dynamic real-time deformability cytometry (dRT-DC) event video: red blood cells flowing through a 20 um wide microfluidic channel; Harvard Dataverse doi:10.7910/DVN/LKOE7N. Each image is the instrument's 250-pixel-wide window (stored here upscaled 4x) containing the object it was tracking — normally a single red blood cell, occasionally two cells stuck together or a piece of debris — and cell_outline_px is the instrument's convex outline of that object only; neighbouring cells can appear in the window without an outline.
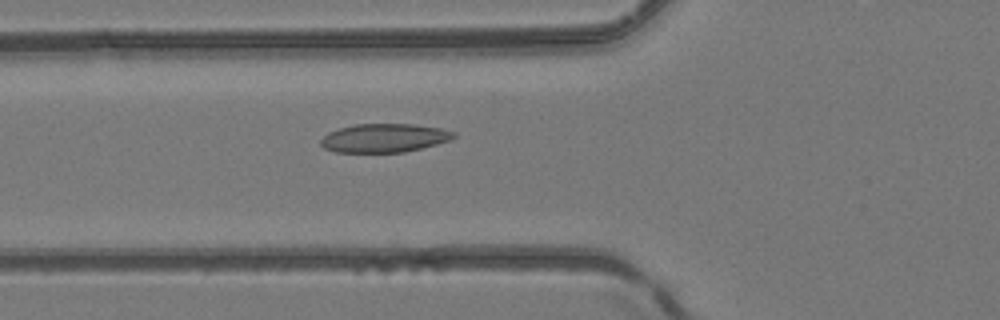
{"species": "common noctule bat (a hibernating species)", "species_latin": "Nyctalus noctula", "temperature_condition": "room temperature", "stored_images_in_passage": 51, "camera_frame_rate_fps": 3000, "um_per_image_px": 0.085, "animal": {"sex": "female", "body_mass_g": 24.6, "forearm_length_mm": 56.2}, "frame": {"image": 1, "passage_image": 20, "time_ms": 6.333, "image_size_px": [1000, 320], "cell_outline_px": [[456, 136], [448, 140], [420, 148], [400, 152], [340, 152], [324, 148], [320, 144], [320, 140], [324, 136], [340, 128], [356, 124], [408, 124], [436, 128], [452, 132]], "centroid_in_image_um": [32.6, 11.73], "position_along_channel_um": 93.2, "area_um2": 21.44}}
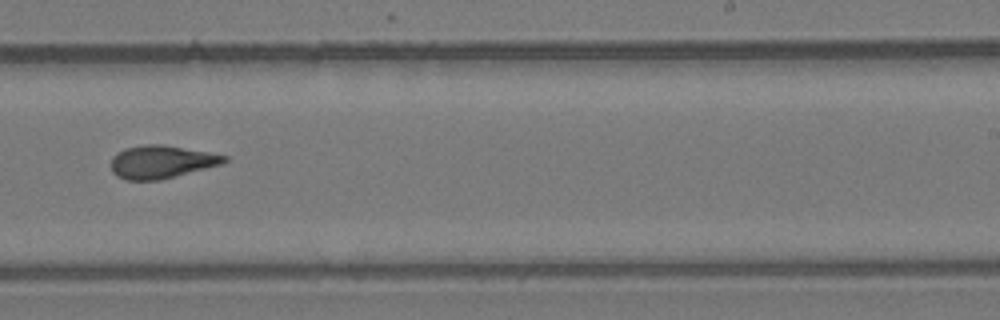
{"frame": {"image": 2, "passage_image": 33, "time_ms": 10.667, "image_size_px": [1000, 320], "cell_outline_px": [[228, 160], [220, 164], [156, 180], [128, 180], [120, 176], [112, 168], [112, 160], [120, 152], [128, 148], [180, 148], [228, 156]], "centroid_in_image_um": [13.76, 13.82], "position_along_channel_um": 275.2, "area_um2": 19.54}}
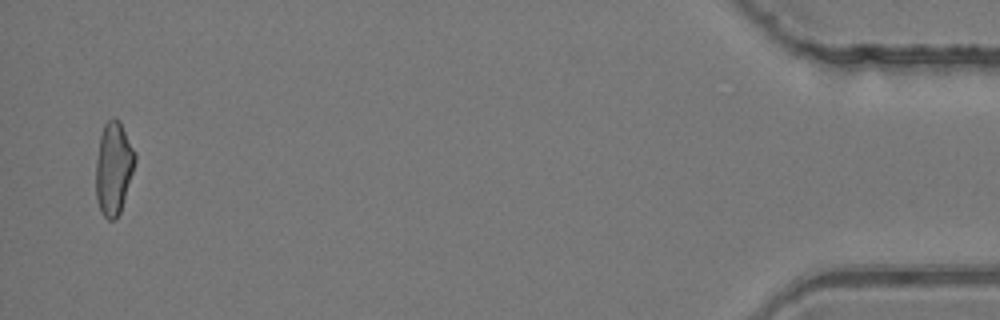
{"frame": {"image": 3, "passage_image": 50, "time_ms": 16.333, "image_size_px": [1000, 320], "cell_outline_px": [[136, 160], [120, 212], [112, 220], [108, 220], [104, 216], [100, 208], [96, 196], [96, 164], [100, 136], [104, 124], [108, 120], [116, 120], [120, 124], [136, 156]], "centroid_in_image_um": [9.63, 14.34], "position_along_channel_um": 425.6, "area_um2": 20.35}, "authors_computed_cell_mechanics": {"area_um2": 20.4612, "velocity_mm_per_s": 4.2215, "shape_relaxation_time_tau1_ms": null, "shape_relaxation_time_tau2_ms": 2.2949, "deformation_change_tau1": null, "deformation_change_tau2": 0.0935}}